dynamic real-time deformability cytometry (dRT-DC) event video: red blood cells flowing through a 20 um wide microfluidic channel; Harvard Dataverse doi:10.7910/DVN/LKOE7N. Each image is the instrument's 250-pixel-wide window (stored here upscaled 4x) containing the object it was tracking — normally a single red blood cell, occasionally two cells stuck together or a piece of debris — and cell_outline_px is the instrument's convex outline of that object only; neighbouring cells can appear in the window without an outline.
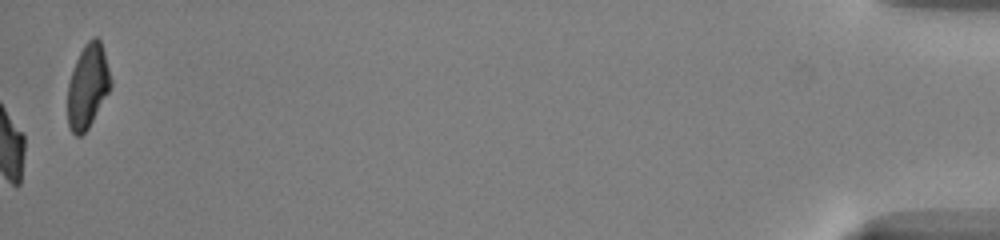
{"species": "common noctule bat (a hibernating species)", "species_latin": "Nyctalus noctula", "temperature_condition": "warm", "stored_images_in_passage": 48, "camera_frame_rate_fps": 3000, "um_per_image_px": 0.085, "animal": {"sex": "male", "body_mass_g": 13.0, "forearm_length_mm": 53.1}, "frame": {"image": 1, "passage_image": 48, "time_ms": 15.667, "image_size_px": [1000, 240], "cell_outline_px": [[112, 88], [88, 128], [80, 136], [76, 136], [68, 128], [68, 84], [76, 60], [84, 44], [92, 36], [96, 36], [100, 40], [104, 52], [112, 80]], "centroid_in_image_um": [7.47, 7.32], "position_along_channel_um": 427.7, "area_um2": 21.15}, "authors_computed_cell_mechanics": {"area_um2": 20.5479, "velocity_mm_per_s": 4.1394, "shape_relaxation_time_tau1_ms": 3.0541, "shape_relaxation_time_tau2_ms": 2.4493, "deformation_change_tau1": 0.1405, "deformation_change_tau2": 0.0839}}